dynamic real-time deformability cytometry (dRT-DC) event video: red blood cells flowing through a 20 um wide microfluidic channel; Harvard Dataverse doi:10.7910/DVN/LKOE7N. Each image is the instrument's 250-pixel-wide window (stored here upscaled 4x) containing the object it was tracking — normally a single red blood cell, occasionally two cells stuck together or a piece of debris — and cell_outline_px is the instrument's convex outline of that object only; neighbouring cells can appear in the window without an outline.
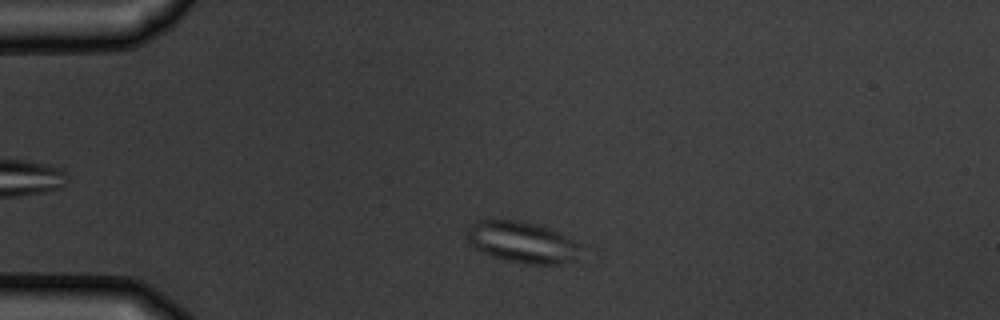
{"species": "common noctule bat (a hibernating species)", "species_latin": "Nyctalus noctula", "temperature_condition": "warm", "stored_images_in_passage": 2, "camera_frame_rate_fps": 3000, "um_per_image_px": 0.085, "animal": {"sex": "male", "body_mass_g": 19.5, "forearm_length_mm": 54.6}, "frame": {"image": 1, "passage_image": 1, "time_ms": 0.0, "image_size_px": [1000, 320], "cell_outline_px": [[580, 248], [572, 260], [564, 264], [524, 264], [500, 260], [476, 248], [468, 240], [468, 228], [476, 220], [520, 220], [544, 224], [560, 232], [580, 244]], "centroid_in_image_um": [44.4, 20.57], "position_along_channel_um": 40.6, "area_um2": 27.57}}